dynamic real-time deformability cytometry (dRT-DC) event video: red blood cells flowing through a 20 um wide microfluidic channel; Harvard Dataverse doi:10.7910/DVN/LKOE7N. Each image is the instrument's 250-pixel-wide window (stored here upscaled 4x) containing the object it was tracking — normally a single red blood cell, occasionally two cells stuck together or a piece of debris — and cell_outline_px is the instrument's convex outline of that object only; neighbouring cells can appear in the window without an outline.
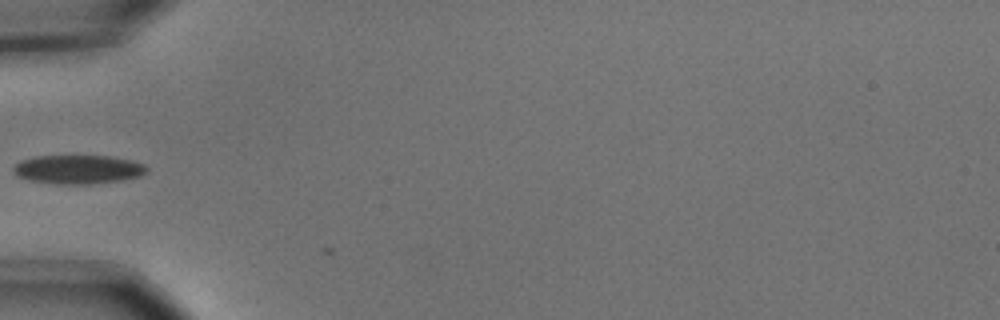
{"species": "common noctule bat (a hibernating species)", "species_latin": "Nyctalus noctula", "temperature_condition": "cold", "stored_images_in_passage": 5, "camera_frame_rate_fps": 3000, "um_per_image_px": 0.085, "animal": {"sex": "male", "body_mass_g": 15.6}, "frame": {"image": 1, "passage_image": 4, "time_ms": 1.0, "image_size_px": [1000, 320], "cell_outline_px": [[148, 172], [140, 176], [120, 180], [92, 184], [60, 184], [28, 180], [16, 176], [12, 172], [12, 168], [20, 160], [36, 156], [112, 156], [132, 160], [144, 164], [148, 168]], "centroid_in_image_um": [6.63, 14.4], "position_along_channel_um": 78.4, "area_um2": 22.6}}
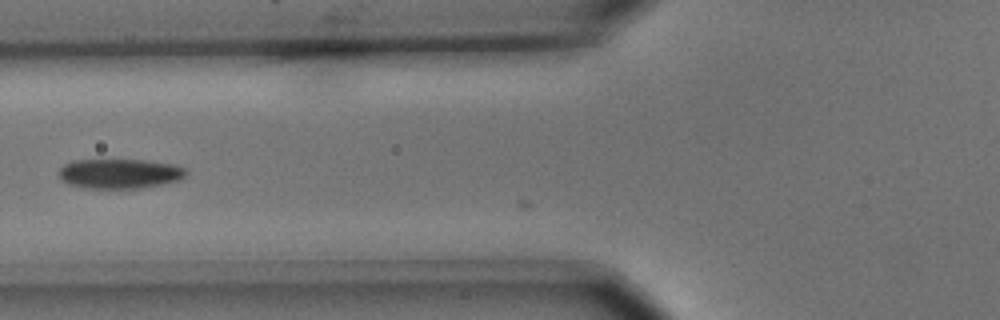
{"frame": {"image": 2, "passage_image": 5, "time_ms": 1.333, "image_size_px": [1000, 320], "cell_outline_px": [[188, 172], [180, 180], [140, 188], [80, 188], [68, 184], [60, 180], [60, 168], [64, 164], [72, 160], [144, 160], [172, 164], [184, 168]], "centroid_in_image_um": [10.13, 14.76], "position_along_channel_um": 115.7, "area_um2": 22.02}}